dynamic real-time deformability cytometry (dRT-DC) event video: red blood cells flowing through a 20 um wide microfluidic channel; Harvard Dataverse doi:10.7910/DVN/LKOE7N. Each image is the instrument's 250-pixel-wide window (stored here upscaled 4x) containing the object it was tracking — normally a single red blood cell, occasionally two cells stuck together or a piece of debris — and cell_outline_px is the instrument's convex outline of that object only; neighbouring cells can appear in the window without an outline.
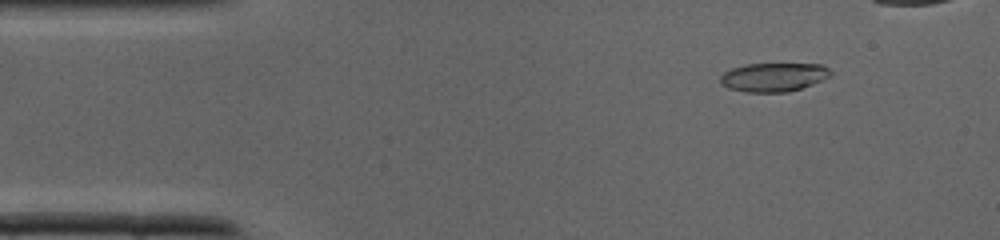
{"species": "common noctule bat (a hibernating species)", "species_latin": "Nyctalus noctula", "temperature_condition": "cold", "stored_images_in_passage": 30, "camera_frame_rate_fps": 3000, "um_per_image_px": 0.085, "animal": {"sex": "male", "body_mass_g": 19.0, "forearm_length_mm": 50.8}, "frame": {"image": 1, "passage_image": 1, "time_ms": 0.0, "image_size_px": [1000, 240], "cell_outline_px": [[832, 76], [812, 84], [788, 92], [748, 92], [728, 88], [720, 84], [720, 76], [724, 72], [732, 68], [744, 64], [824, 64], [832, 72]], "centroid_in_image_um": [65.76, 6.55], "position_along_channel_um": 19.2, "area_um2": 18.55}}
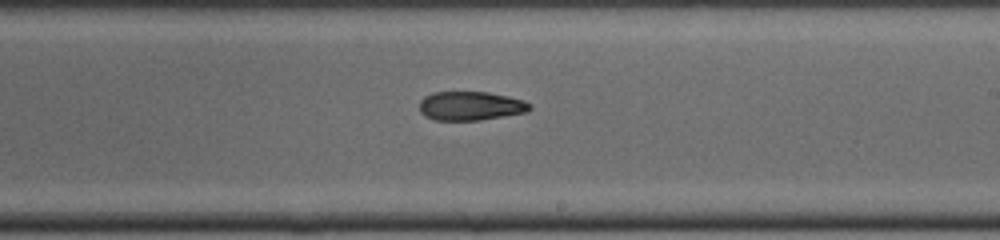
{"frame": {"image": 2, "passage_image": 18, "time_ms": 5.667, "image_size_px": [1000, 240], "cell_outline_px": [[532, 108], [528, 112], [480, 120], [432, 120], [424, 116], [420, 112], [420, 100], [424, 96], [432, 92], [488, 92], [508, 96], [524, 100], [532, 104]], "centroid_in_image_um": [40.0, 9.0], "position_along_channel_um": 249.0, "area_um2": 18.84}}
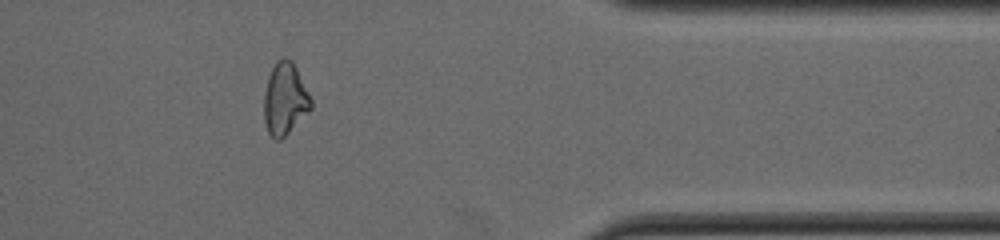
{"frame": {"image": 3, "passage_image": 27, "time_ms": 8.667, "image_size_px": [1000, 240], "cell_outline_px": [[312, 108], [280, 140], [276, 140], [268, 132], [264, 120], [264, 92], [268, 76], [276, 60], [284, 56], [292, 60], [312, 100]], "centroid_in_image_um": [24.2, 8.38], "position_along_channel_um": 387.2, "area_um2": 19.59}}